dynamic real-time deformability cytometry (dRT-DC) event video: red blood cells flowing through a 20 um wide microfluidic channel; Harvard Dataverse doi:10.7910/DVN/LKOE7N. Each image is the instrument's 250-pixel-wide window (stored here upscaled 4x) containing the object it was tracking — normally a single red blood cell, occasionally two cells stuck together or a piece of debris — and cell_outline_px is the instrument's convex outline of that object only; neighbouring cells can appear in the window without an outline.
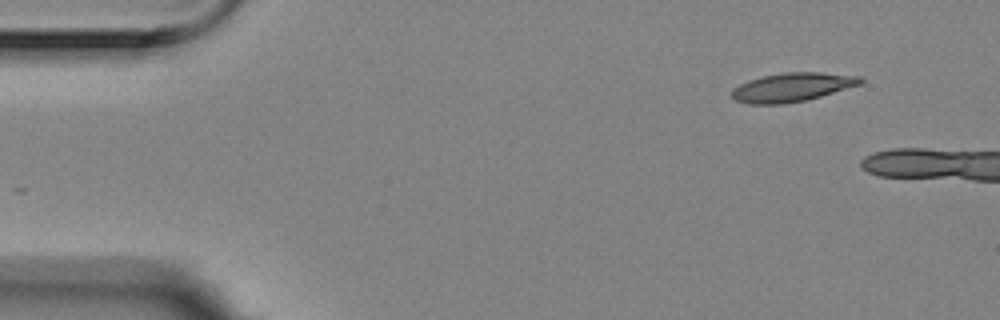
{"species": "Egyptian fruit bat (a non-hibernating species)", "species_latin": "Rousettus aegyptiacus", "temperature_condition": "room temperature", "stored_images_in_passage": 3, "camera_frame_rate_fps": 3000, "um_per_image_px": 0.085, "animal": {"sex": "female"}, "frame": {"image": 1, "passage_image": 1, "time_ms": 0.0, "image_size_px": [1000, 320], "cell_outline_px": [[864, 80], [860, 84], [820, 96], [804, 100], [784, 104], [748, 104], [736, 100], [728, 96], [732, 88], [748, 80], [764, 76], [784, 72], [820, 72], [860, 76]], "centroid_in_image_um": [67.27, 7.41], "position_along_channel_um": 17.7, "area_um2": 21.56}}